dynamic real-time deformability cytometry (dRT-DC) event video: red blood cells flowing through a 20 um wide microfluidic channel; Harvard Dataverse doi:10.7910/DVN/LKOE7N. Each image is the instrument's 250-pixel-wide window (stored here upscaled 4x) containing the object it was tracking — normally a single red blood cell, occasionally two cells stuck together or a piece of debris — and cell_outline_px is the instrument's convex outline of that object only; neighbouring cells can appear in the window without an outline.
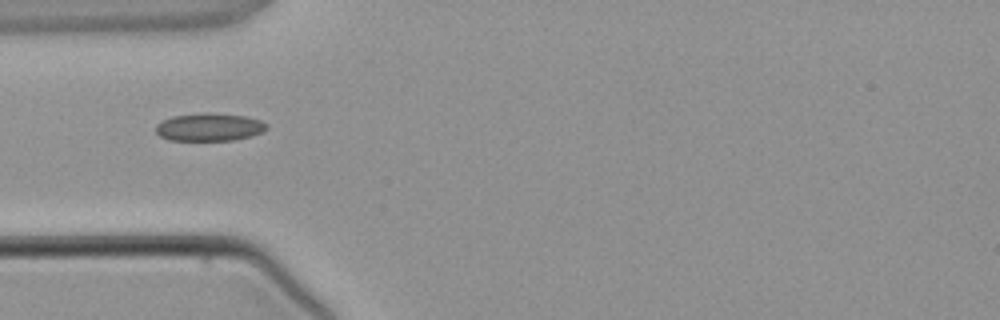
{"species": "common noctule bat (a hibernating species)", "species_latin": "Nyctalus noctula", "temperature_condition": "warm", "stored_images_in_passage": 5, "camera_frame_rate_fps": 3000, "um_per_image_px": 0.085, "animal": {"sex": "male", "body_mass_g": 21.5, "forearm_length_mm": 52.0}, "frame": {"image": 1, "passage_image": 5, "time_ms": 5.667, "image_size_px": [1000, 320], "cell_outline_px": [[268, 128], [252, 136], [232, 140], [168, 140], [160, 136], [156, 132], [156, 124], [172, 116], [204, 112], [208, 112], [244, 116], [260, 120], [268, 124]], "centroid_in_image_um": [17.78, 10.8], "position_along_channel_um": 67.2, "area_um2": 17.98}}